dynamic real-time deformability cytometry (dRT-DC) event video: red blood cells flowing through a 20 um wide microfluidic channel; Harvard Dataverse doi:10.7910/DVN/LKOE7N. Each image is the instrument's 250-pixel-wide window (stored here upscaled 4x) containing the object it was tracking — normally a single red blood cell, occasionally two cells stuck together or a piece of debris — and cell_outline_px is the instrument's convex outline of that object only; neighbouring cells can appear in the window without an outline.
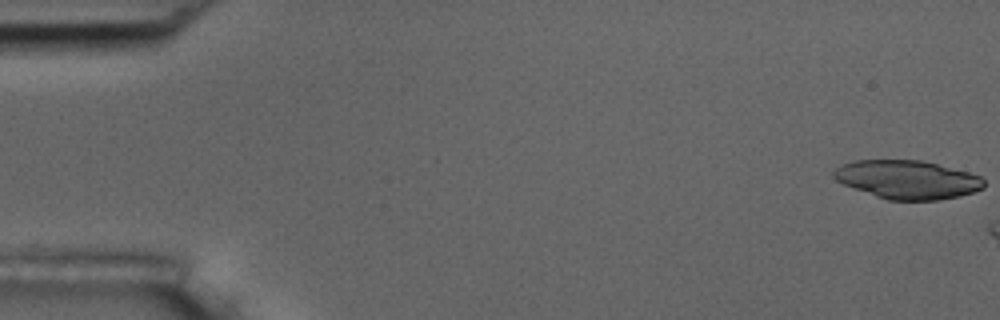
{"species": "common noctule bat (a hibernating species)", "species_latin": "Nyctalus noctula", "temperature_condition": "room temperature", "stored_images_in_passage": 11, "camera_frame_rate_fps": 3000, "um_per_image_px": 0.085, "animal": {"sex": "male", "body_mass_g": 17.5, "forearm_length_mm": 52.3}, "frame": {"image": 1, "passage_image": 1, "time_ms": 0.0, "image_size_px": [1000, 320], "cell_outline_px": [[984, 188], [960, 196], [940, 200], [888, 200], [876, 196], [844, 184], [836, 180], [832, 176], [832, 172], [836, 168], [844, 164], [856, 160], [920, 160], [968, 172], [980, 176], [984, 180]], "centroid_in_image_um": [77.13, 15.27], "position_along_channel_um": 7.9, "area_um2": 33.47}}